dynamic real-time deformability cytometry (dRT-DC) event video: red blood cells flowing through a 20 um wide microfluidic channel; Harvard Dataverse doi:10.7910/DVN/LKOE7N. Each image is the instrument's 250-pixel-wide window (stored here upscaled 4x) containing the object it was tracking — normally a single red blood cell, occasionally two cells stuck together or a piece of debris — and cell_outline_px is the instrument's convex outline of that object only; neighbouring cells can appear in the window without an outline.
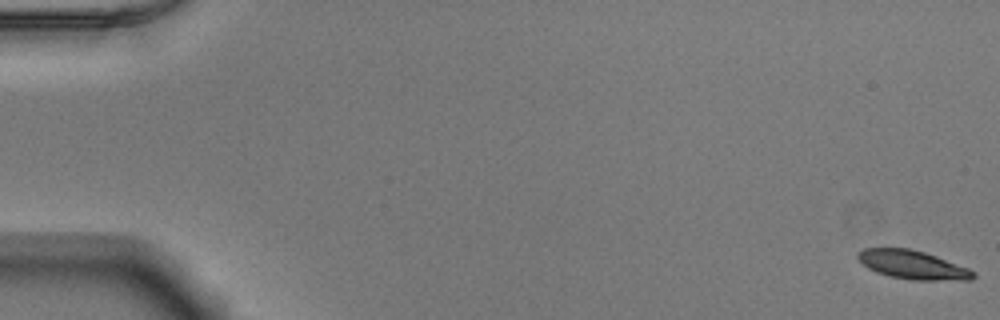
{"species": "Egyptian fruit bat (a non-hibernating species)", "species_latin": "Rousettus aegyptiacus", "temperature_condition": "warm", "stored_images_in_passage": 53, "camera_frame_rate_fps": 3000, "um_per_image_px": 0.085, "animal": {"sex": "male"}, "frame": {"image": 1, "passage_image": 1, "time_ms": 0.0, "image_size_px": [1000, 320], "cell_outline_px": [[976, 276], [972, 280], [912, 280], [888, 276], [876, 272], [868, 268], [856, 256], [856, 252], [864, 248], [908, 248], [924, 252], [936, 256], [968, 268], [976, 272]], "centroid_in_image_um": [77.58, 22.51], "position_along_channel_um": 7.4, "area_um2": 19.31}}
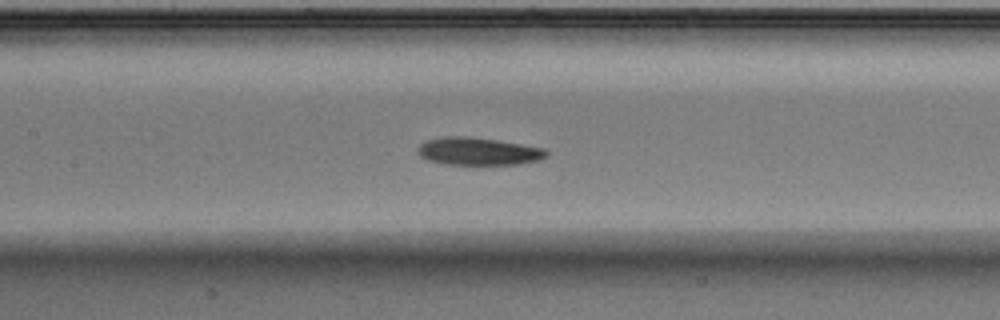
{"frame": {"image": 2, "passage_image": 26, "time_ms": 8.333, "image_size_px": [1000, 320], "cell_outline_px": [[548, 156], [540, 160], [520, 164], [444, 164], [428, 160], [420, 156], [416, 152], [416, 148], [424, 140], [448, 136], [468, 136], [496, 140], [544, 148], [548, 152]], "centroid_in_image_um": [40.62, 12.86], "position_along_channel_um": 166.8, "area_um2": 20.81}}
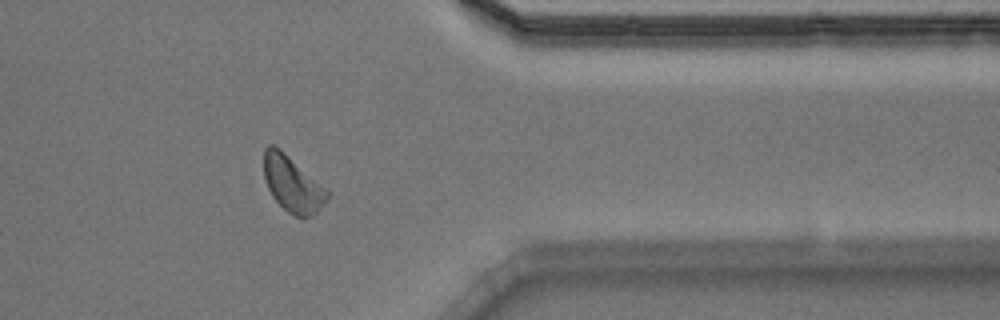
{"frame": {"image": 3, "passage_image": 44, "time_ms": 14.333, "image_size_px": [1000, 320], "cell_outline_px": [[332, 192], [324, 204], [312, 216], [296, 216], [288, 212], [272, 196], [268, 188], [264, 176], [264, 148], [268, 144], [272, 144], [280, 148]], "centroid_in_image_um": [24.88, 15.61], "position_along_channel_um": 386.5, "area_um2": 20.69}, "authors_computed_cell_mechanics": {"area_um2": 20.3456, "velocity_mm_per_s": 3.8684, "shape_relaxation_time_tau1_ms": 3.1122, "shape_relaxation_time_tau2_ms": 10.9699, "deformation_change_tau1": 0.1117, "deformation_change_tau2": 0.2059}}